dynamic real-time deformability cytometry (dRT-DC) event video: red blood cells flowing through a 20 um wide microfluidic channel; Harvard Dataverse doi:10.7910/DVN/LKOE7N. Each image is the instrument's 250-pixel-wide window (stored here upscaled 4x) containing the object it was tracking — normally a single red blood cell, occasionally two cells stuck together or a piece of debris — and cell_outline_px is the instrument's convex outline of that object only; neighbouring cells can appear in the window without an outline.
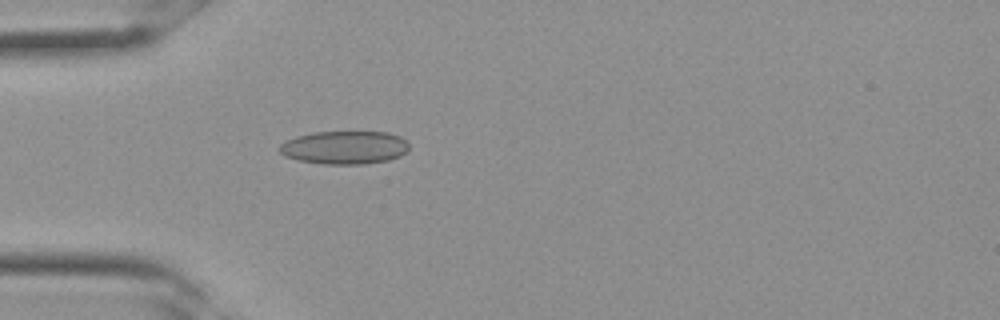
{"species": "Egyptian fruit bat (a non-hibernating species)", "species_latin": "Rousettus aegyptiacus", "temperature_condition": "room temperature", "stored_images_in_passage": 25, "camera_frame_rate_fps": 3000, "um_per_image_px": 0.085, "frame": {"image": 1, "passage_image": 3, "time_ms": 0.667, "image_size_px": [1000, 320], "cell_outline_px": [[408, 148], [400, 156], [388, 160], [364, 164], [324, 164], [300, 160], [284, 156], [276, 148], [284, 140], [296, 136], [312, 132], [388, 132], [400, 136], [408, 144]], "centroid_in_image_um": [29.23, 12.53], "position_along_channel_um": 55.8, "area_um2": 25.14}}
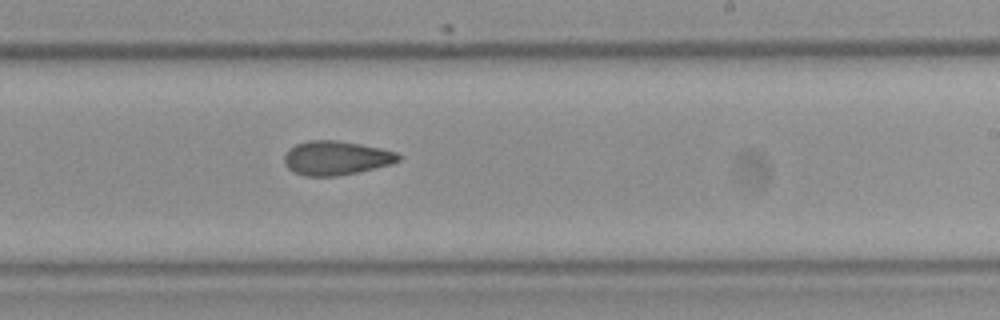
{"frame": {"image": 2, "passage_image": 13, "time_ms": 4.0, "image_size_px": [1000, 320], "cell_outline_px": [[400, 160], [392, 164], [356, 172], [336, 176], [304, 176], [292, 172], [284, 164], [284, 156], [288, 148], [296, 144], [308, 140], [336, 140], [360, 144], [380, 148], [396, 152], [400, 156]], "centroid_in_image_um": [28.52, 13.43], "position_along_channel_um": 260.5, "area_um2": 22.72}}
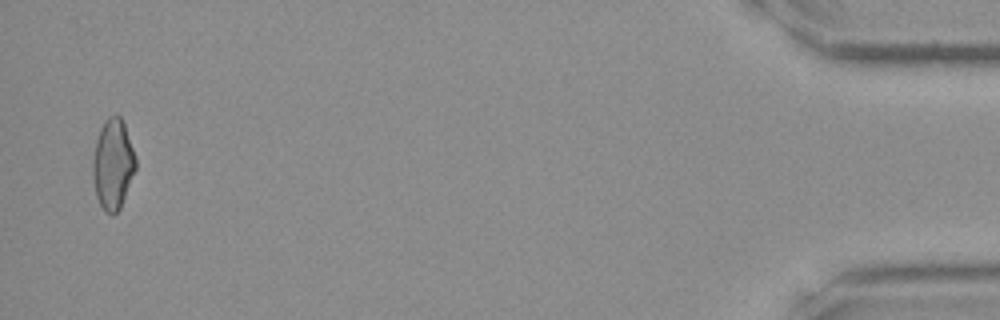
{"frame": {"image": 3, "passage_image": 25, "time_ms": 8.0, "image_size_px": [1000, 320], "cell_outline_px": [[136, 168], [120, 208], [112, 216], [104, 212], [96, 196], [92, 176], [92, 160], [96, 140], [100, 128], [104, 120], [108, 116], [120, 116], [124, 124], [136, 160]], "centroid_in_image_um": [9.57, 13.98], "position_along_channel_um": 425.6, "area_um2": 22.48}}